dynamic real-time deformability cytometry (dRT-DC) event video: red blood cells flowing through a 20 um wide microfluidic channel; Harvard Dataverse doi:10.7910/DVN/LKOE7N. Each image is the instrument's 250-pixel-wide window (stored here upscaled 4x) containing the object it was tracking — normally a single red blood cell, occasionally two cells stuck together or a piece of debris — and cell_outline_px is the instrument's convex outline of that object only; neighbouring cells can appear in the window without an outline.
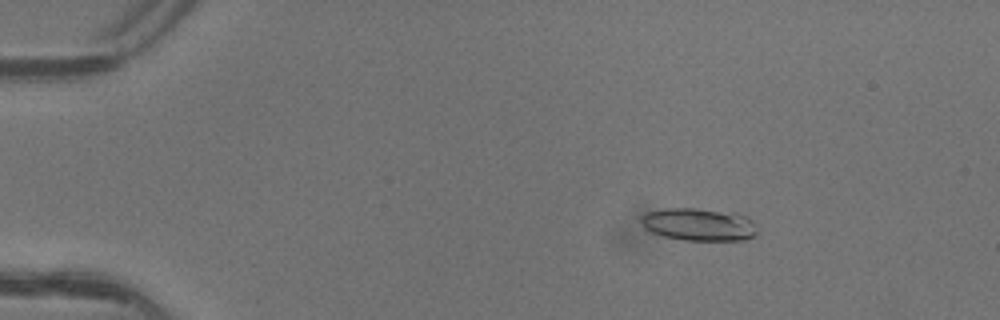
{"species": "common noctule bat (a hibernating species)", "species_latin": "Nyctalus noctula", "temperature_condition": "warm", "stored_images_in_passage": 4, "camera_frame_rate_fps": 3000, "um_per_image_px": 0.085, "animal": {"sex": "female"}, "frame": {"image": 1, "passage_image": 2, "time_ms": 0.333, "image_size_px": [1000, 320], "cell_outline_px": [[756, 236], [744, 240], [684, 240], [664, 236], [652, 232], [644, 228], [640, 220], [640, 216], [648, 212], [664, 208], [696, 208], [736, 212], [748, 216], [752, 220], [756, 232]], "centroid_in_image_um": [59.41, 19.06], "position_along_channel_um": 25.6, "area_um2": 22.31}}